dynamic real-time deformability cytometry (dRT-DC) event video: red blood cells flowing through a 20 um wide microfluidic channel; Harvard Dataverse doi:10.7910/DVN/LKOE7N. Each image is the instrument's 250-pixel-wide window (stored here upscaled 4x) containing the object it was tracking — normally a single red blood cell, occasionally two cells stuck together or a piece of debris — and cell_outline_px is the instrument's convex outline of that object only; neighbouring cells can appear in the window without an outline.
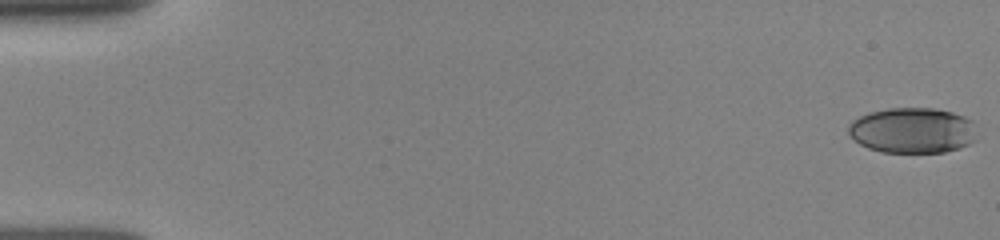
{"species": "human", "species_latin": "Homo sapiens", "temperature_condition": "room temperature", "stored_images_in_passage": 51, "camera_frame_rate_fps": 3000, "um_per_image_px": 0.085, "donor": {"sex": "female"}, "frame": {"image": 1, "passage_image": 1, "time_ms": 0.0, "image_size_px": [1000, 240], "cell_outline_px": [[976, 140], [960, 148], [944, 152], [880, 152], [868, 148], [860, 144], [848, 136], [848, 124], [852, 120], [868, 112], [888, 108], [936, 108], [952, 112], [964, 116], [972, 120]], "centroid_in_image_um": [77.53, 11.08], "position_along_channel_um": 7.5, "area_um2": 34.39}}
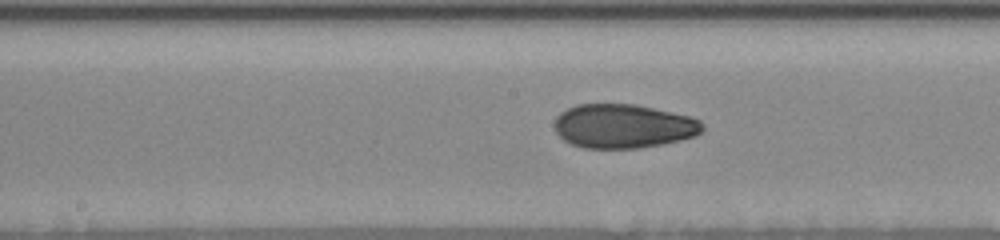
{"frame": {"image": 2, "passage_image": 27, "time_ms": 8.667, "image_size_px": [1000, 240], "cell_outline_px": [[704, 128], [696, 136], [664, 144], [640, 148], [584, 148], [572, 144], [564, 140], [556, 132], [556, 116], [560, 112], [576, 104], [636, 104], [692, 116], [700, 120], [704, 124]], "centroid_in_image_um": [53.02, 10.72], "position_along_channel_um": 195.2, "area_um2": 38.21}}
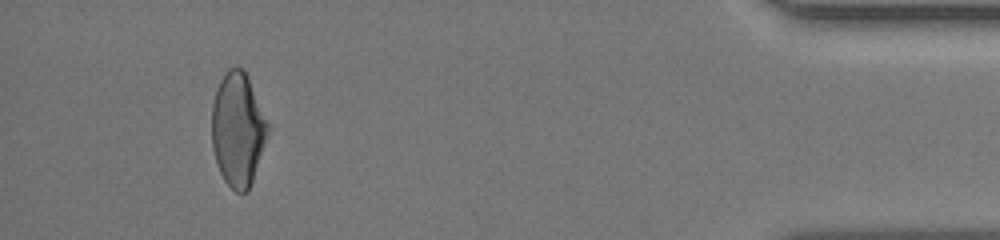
{"frame": {"image": 3, "passage_image": 48, "time_ms": 15.667, "image_size_px": [1000, 240], "cell_outline_px": [[268, 132], [248, 192], [236, 192], [224, 180], [220, 172], [212, 148], [212, 104], [216, 88], [220, 80], [228, 68], [244, 68], [248, 76], [268, 124]], "centroid_in_image_um": [20.19, 10.98], "position_along_channel_um": 415.0, "area_um2": 36.65}, "authors_computed_cell_mechanics": {"area_um2": 37.3388, "velocity_mm_per_s": 3.9744, "shape_relaxation_time_tau1_ms": null, "shape_relaxation_time_tau2_ms": 1.7034, "deformation_change_tau1": null, "deformation_change_tau2": 0.0703}}